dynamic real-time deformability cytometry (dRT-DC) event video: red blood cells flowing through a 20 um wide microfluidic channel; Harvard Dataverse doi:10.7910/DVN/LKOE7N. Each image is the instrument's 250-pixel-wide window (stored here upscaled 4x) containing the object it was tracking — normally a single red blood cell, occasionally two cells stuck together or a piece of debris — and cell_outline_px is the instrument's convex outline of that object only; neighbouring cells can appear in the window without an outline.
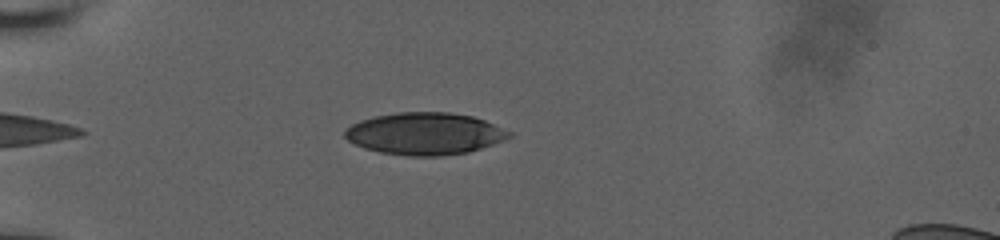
{"species": "human", "species_latin": "Homo sapiens", "temperature_condition": "room temperature", "stored_images_in_passage": 18, "camera_frame_rate_fps": 3000, "um_per_image_px": 0.085, "donor": {"sex": "male"}, "frame": {"image": 1, "passage_image": 12, "time_ms": 1.333, "image_size_px": [1000, 240], "cell_outline_px": [[512, 136], [504, 140], [468, 152], [440, 156], [408, 156], [380, 152], [364, 148], [348, 140], [344, 136], [344, 132], [352, 124], [360, 120], [376, 116], [396, 112], [448, 112], [472, 116], [484, 120], [512, 132]], "centroid_in_image_um": [36.11, 11.36], "position_along_channel_um": 48.9, "area_um2": 40.17}}